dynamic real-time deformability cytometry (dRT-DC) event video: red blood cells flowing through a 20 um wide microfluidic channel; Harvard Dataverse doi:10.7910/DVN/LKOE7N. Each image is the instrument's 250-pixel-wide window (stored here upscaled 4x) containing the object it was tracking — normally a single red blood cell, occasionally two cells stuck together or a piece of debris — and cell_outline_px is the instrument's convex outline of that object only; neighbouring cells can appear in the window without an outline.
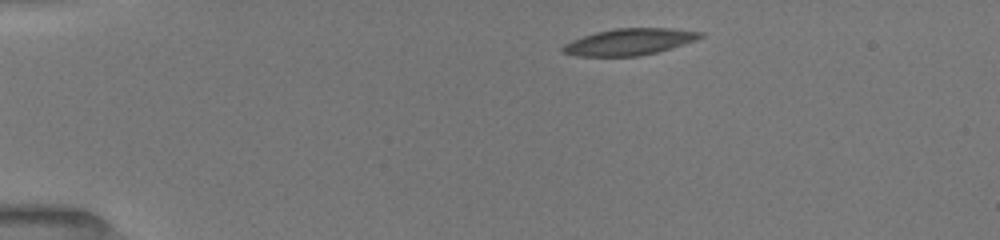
{"species": "common noctule bat (a hibernating species)", "species_latin": "Nyctalus noctula", "temperature_condition": "room temperature", "stored_images_in_passage": 16, "camera_frame_rate_fps": 3000, "um_per_image_px": 0.085, "animal": {"sex": "female", "body_mass_g": 19.5, "forearm_length_mm": 54.1}, "frame": {"image": 1, "passage_image": 3, "time_ms": 1.0, "image_size_px": [1000, 240], "cell_outline_px": [[704, 36], [696, 40], [672, 48], [640, 56], [576, 56], [564, 52], [560, 48], [564, 44], [572, 40], [596, 32], [616, 28], [672, 28], [704, 32]], "centroid_in_image_um": [53.53, 3.55], "position_along_channel_um": 31.5, "area_um2": 21.27}}
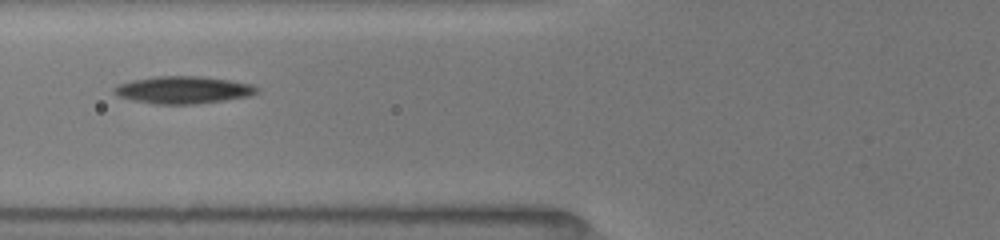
{"frame": {"image": 2, "passage_image": 12, "time_ms": 4.667, "image_size_px": [1000, 240], "cell_outline_px": [[260, 92], [248, 96], [224, 100], [196, 104], [156, 104], [132, 100], [116, 96], [112, 92], [112, 88], [120, 84], [132, 80], [156, 76], [200, 76], [228, 80], [252, 84], [260, 88]], "centroid_in_image_um": [15.56, 7.64], "position_along_channel_um": 110.2, "area_um2": 22.83}}
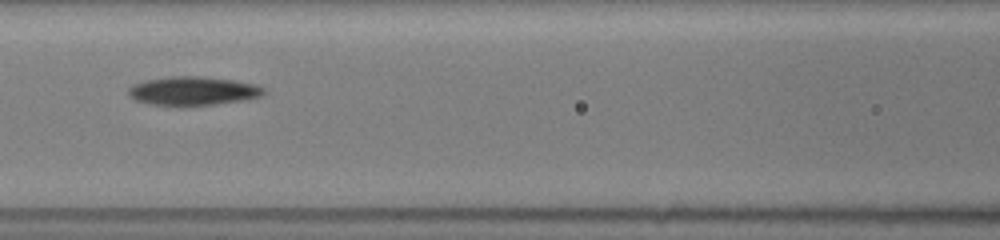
{"frame": {"image": 3, "passage_image": 14, "time_ms": 5.667, "image_size_px": [1000, 240], "cell_outline_px": [[264, 92], [260, 96], [248, 100], [184, 108], [180, 108], [148, 104], [136, 100], [128, 96], [128, 88], [132, 84], [144, 80], [172, 76], [200, 76], [232, 80], [256, 84], [264, 88]], "centroid_in_image_um": [16.35, 7.76], "position_along_channel_um": 150.2, "area_um2": 23.47}}